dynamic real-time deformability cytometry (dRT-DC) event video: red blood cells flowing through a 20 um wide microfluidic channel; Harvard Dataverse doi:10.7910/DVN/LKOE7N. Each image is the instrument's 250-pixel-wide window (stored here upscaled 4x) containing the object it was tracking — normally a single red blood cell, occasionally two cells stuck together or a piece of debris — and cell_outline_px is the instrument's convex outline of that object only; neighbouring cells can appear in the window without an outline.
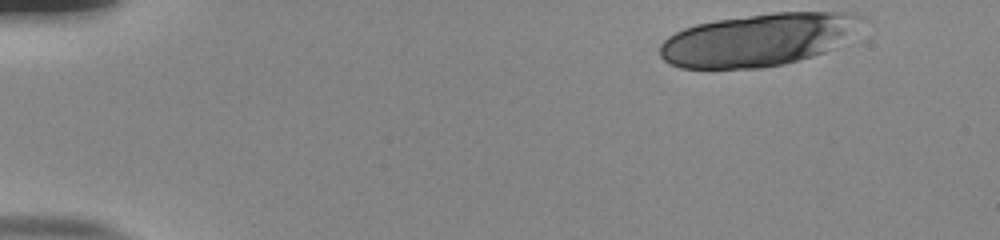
{"species": "human", "species_latin": "Homo sapiens", "temperature_condition": "room temperature", "stored_images_in_passage": 16, "camera_frame_rate_fps": 3000, "um_per_image_px": 0.085, "donor": {"sex": "male"}, "frame": {"image": 1, "passage_image": 1, "time_ms": 0.0, "image_size_px": [1000, 240], "cell_outline_px": [[868, 20], [836, 48], [812, 56], [784, 64], [764, 68], [680, 68], [668, 64], [660, 56], [660, 44], [668, 36], [684, 28], [696, 24], [716, 20], [772, 12], [856, 12], [868, 16]], "centroid_in_image_um": [64.52, 3.36], "position_along_channel_um": 20.5, "area_um2": 62.6}}